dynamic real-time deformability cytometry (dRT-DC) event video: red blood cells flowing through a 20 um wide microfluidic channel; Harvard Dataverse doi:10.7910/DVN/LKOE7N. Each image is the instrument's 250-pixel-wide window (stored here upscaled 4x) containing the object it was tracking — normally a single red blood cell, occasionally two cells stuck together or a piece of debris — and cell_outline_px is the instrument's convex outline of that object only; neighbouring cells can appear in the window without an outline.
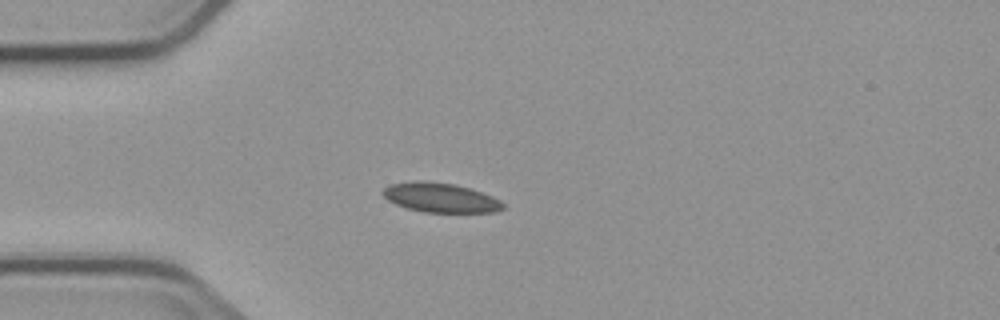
{"species": "common noctule bat (a hibernating species)", "species_latin": "Nyctalus noctula", "temperature_condition": "cold", "stored_images_in_passage": 4, "camera_frame_rate_fps": 3000, "um_per_image_px": 0.085, "animal": {"sex": "male", "body_mass_g": 23.1, "forearm_length_mm": 52.7}, "frame": {"image": 1, "passage_image": 4, "time_ms": 3.667, "image_size_px": [1000, 320], "cell_outline_px": [[504, 208], [496, 212], [424, 212], [408, 208], [396, 204], [388, 200], [380, 192], [384, 188], [392, 184], [412, 180], [420, 180], [452, 184], [468, 188], [492, 196], [500, 200], [504, 204]], "centroid_in_image_um": [37.42, 16.8], "position_along_channel_um": 47.6, "area_um2": 20.46}}